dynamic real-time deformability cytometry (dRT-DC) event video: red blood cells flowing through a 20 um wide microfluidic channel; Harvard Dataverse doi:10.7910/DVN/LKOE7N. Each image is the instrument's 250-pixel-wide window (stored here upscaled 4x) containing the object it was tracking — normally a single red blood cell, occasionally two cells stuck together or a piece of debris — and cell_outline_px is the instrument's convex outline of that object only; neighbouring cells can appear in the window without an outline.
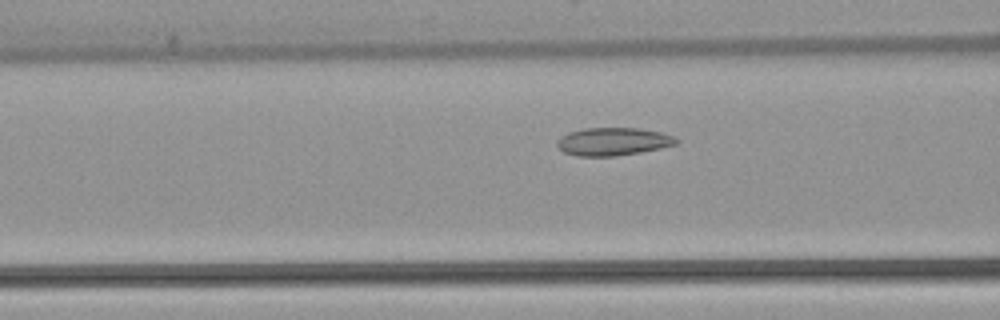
{"species": "common noctule bat (a hibernating species)", "species_latin": "Nyctalus noctula", "temperature_condition": "warm", "stored_images_in_passage": 35, "camera_frame_rate_fps": 3000, "um_per_image_px": 0.085, "animal": {"sex": "female", "body_mass_g": 22.7, "forearm_length_mm": 54.2}, "frame": {"image": 1, "passage_image": 13, "time_ms": 4.0, "image_size_px": [1000, 320], "cell_outline_px": [[680, 140], [676, 144], [660, 148], [640, 152], [616, 156], [576, 156], [564, 152], [556, 144], [556, 140], [560, 136], [568, 132], [584, 128], [640, 128], [660, 132], [672, 136]], "centroid_in_image_um": [52.08, 12.03], "position_along_channel_um": 114.5, "area_um2": 19.42}}
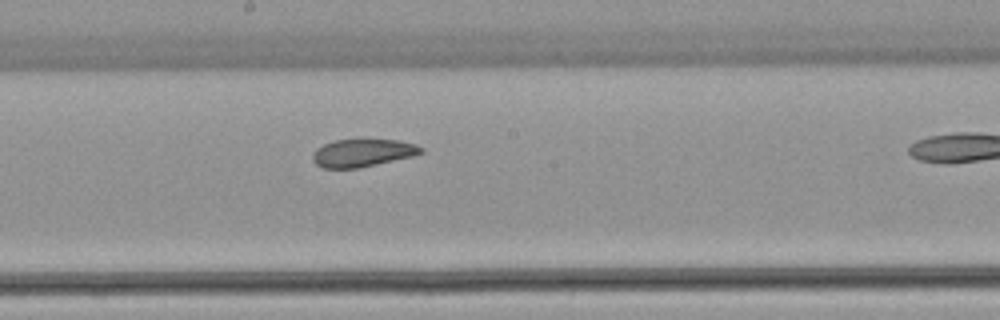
{"frame": {"image": 2, "passage_image": 21, "time_ms": 6.667, "image_size_px": [1000, 320], "cell_outline_px": [[424, 152], [412, 156], [360, 168], [324, 168], [316, 164], [312, 160], [312, 152], [316, 148], [324, 144], [336, 140], [360, 136], [400, 140], [416, 144], [424, 148]], "centroid_in_image_um": [30.83, 12.94], "position_along_channel_um": 217.4, "area_um2": 18.44}}
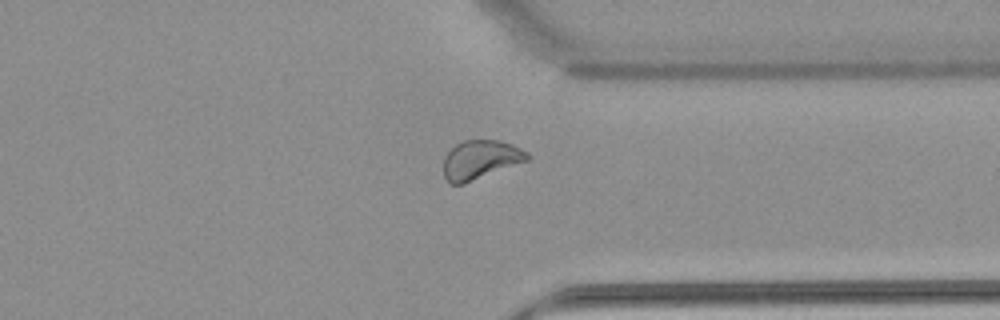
{"frame": {"image": 3, "passage_image": 33, "time_ms": 10.667, "image_size_px": [1000, 320], "cell_outline_px": [[532, 156], [528, 160], [464, 184], [452, 184], [444, 176], [444, 156], [456, 144], [464, 140], [500, 140], [512, 144], [528, 152]], "centroid_in_image_um": [40.85, 13.56], "position_along_channel_um": 370.5, "area_um2": 18.96}}